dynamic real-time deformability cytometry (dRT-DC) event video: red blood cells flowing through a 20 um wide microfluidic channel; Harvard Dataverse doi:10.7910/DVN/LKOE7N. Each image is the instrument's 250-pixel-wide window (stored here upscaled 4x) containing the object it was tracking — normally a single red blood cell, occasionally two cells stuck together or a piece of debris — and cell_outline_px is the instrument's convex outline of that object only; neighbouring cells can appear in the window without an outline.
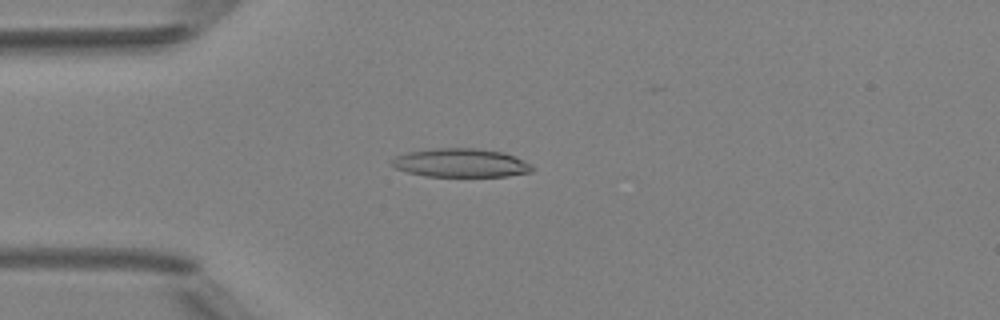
{"species": "Egyptian fruit bat (a non-hibernating species)", "species_latin": "Rousettus aegyptiacus", "temperature_condition": "room temperature", "stored_images_in_passage": 2, "camera_frame_rate_fps": 3000, "um_per_image_px": 0.085, "animal": {"sex": "female"}, "frame": {"image": 1, "passage_image": 2, "time_ms": 1.333, "image_size_px": [1000, 320], "cell_outline_px": [[536, 168], [532, 172], [508, 176], [424, 176], [408, 172], [396, 168], [392, 164], [392, 160], [396, 156], [408, 152], [432, 148], [476, 148], [504, 152], [516, 156], [532, 164]], "centroid_in_image_um": [39.24, 13.84], "position_along_channel_um": 45.8, "area_um2": 23.58}}